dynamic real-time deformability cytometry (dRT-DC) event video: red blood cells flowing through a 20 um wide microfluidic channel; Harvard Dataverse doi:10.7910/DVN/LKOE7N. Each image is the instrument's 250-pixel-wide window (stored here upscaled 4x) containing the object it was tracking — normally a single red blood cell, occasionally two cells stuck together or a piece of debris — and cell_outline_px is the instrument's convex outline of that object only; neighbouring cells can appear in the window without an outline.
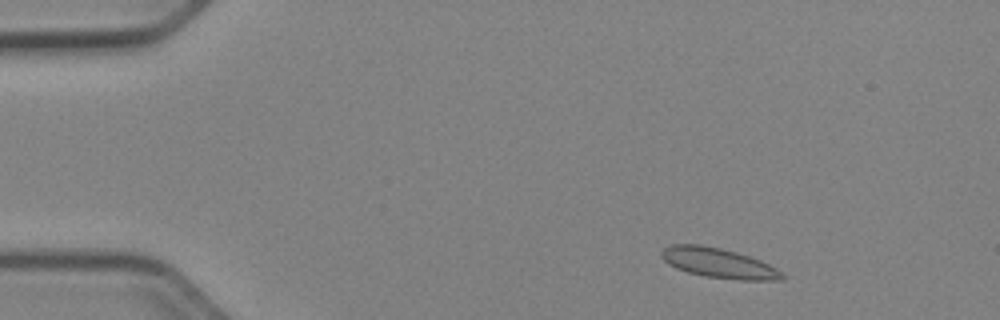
{"species": "Egyptian fruit bat (a non-hibernating species)", "species_latin": "Rousettus aegyptiacus", "temperature_condition": "cold", "stored_images_in_passage": 49, "camera_frame_rate_fps": 3000, "um_per_image_px": 0.085, "animal": {"sex": "female"}, "frame": {"image": 1, "passage_image": 4, "time_ms": 1.0, "image_size_px": [1000, 320], "cell_outline_px": [[788, 276], [784, 280], [740, 280], [704, 276], [688, 272], [676, 268], [668, 264], [660, 256], [660, 252], [664, 248], [672, 244], [700, 244], [720, 248], [736, 252], [760, 260], [776, 268]], "centroid_in_image_um": [61.09, 22.36], "position_along_channel_um": 23.9, "area_um2": 21.1}}
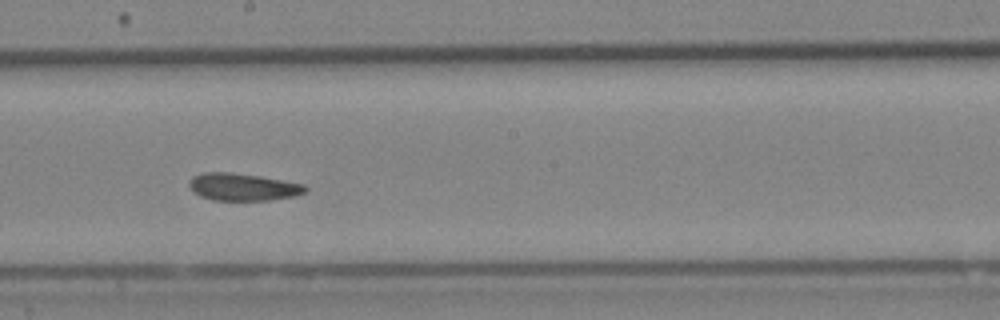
{"frame": {"image": 2, "passage_image": 26, "time_ms": 8.333, "image_size_px": [1000, 320], "cell_outline_px": [[308, 192], [296, 196], [268, 200], [212, 200], [200, 196], [192, 192], [188, 184], [188, 180], [192, 176], [204, 172], [232, 172], [260, 176], [304, 184], [308, 188]], "centroid_in_image_um": [20.63, 15.89], "position_along_channel_um": 227.6, "area_um2": 18.79}}
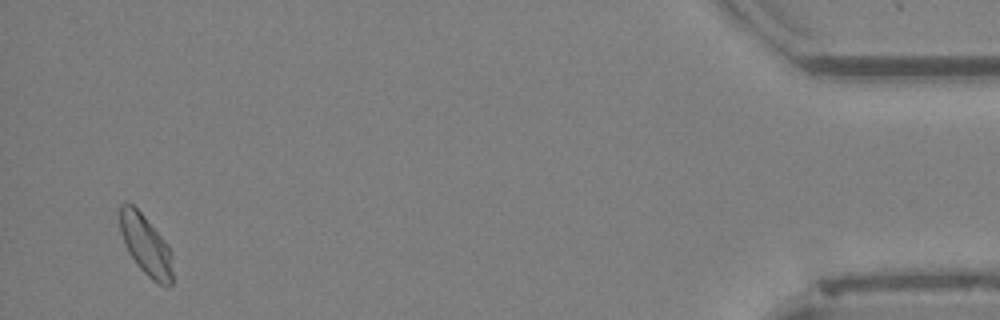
{"frame": {"image": 3, "passage_image": 47, "time_ms": 15.333, "image_size_px": [1000, 320], "cell_outline_px": [[172, 284], [160, 284], [152, 280], [140, 268], [128, 252], [124, 244], [120, 232], [120, 204], [132, 204], [144, 216], [164, 240], [172, 256]], "centroid_in_image_um": [12.37, 20.84], "position_along_channel_um": 422.8, "area_um2": 18.09}, "authors_computed_cell_mechanics": {"area_um2": 18.9584, "velocity_mm_per_s": 3.9047, "shape_relaxation_time_tau1_ms": null, "shape_relaxation_time_tau2_ms": 0.8672, "deformation_change_tau1": null, "deformation_change_tau2": 0.0567}}